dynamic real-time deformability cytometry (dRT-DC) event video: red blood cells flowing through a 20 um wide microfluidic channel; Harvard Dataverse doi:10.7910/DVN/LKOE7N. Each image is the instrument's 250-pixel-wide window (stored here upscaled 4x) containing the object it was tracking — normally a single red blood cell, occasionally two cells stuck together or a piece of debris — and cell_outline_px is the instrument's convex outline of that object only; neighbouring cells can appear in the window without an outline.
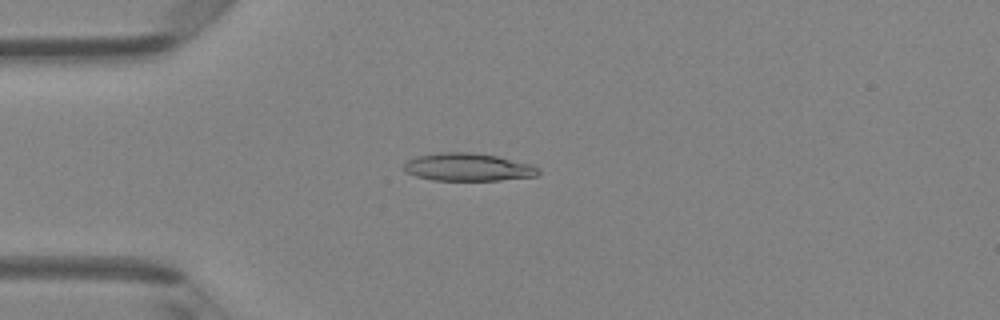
{"species": "Egyptian fruit bat (a non-hibernating species)", "species_latin": "Rousettus aegyptiacus", "temperature_condition": "room temperature", "stored_images_in_passage": 49, "camera_frame_rate_fps": 3000, "um_per_image_px": 0.085, "animal": {"sex": "female"}, "frame": {"image": 1, "passage_image": 13, "time_ms": 4.0, "image_size_px": [1000, 320], "cell_outline_px": [[540, 172], [536, 176], [500, 180], [432, 180], [416, 176], [404, 172], [404, 164], [408, 160], [416, 156], [440, 152], [472, 152], [496, 156], [532, 164], [540, 168]], "centroid_in_image_um": [39.78, 14.2], "position_along_channel_um": 45.2, "area_um2": 21.85}}
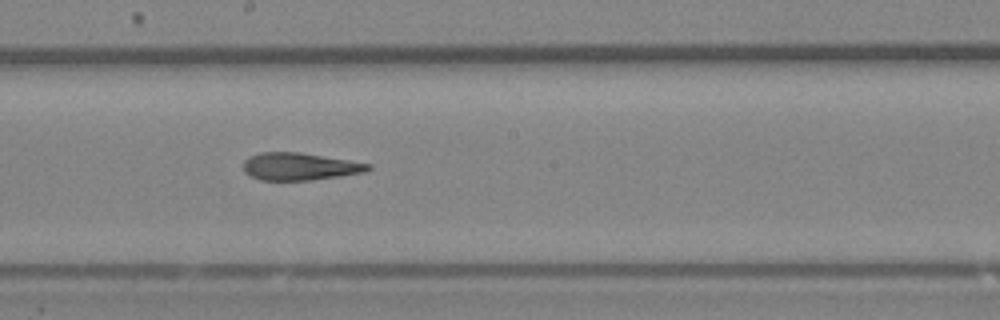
{"frame": {"image": 2, "passage_image": 27, "time_ms": 8.667, "image_size_px": [1000, 320], "cell_outline_px": [[372, 168], [368, 172], [312, 180], [260, 180], [244, 172], [244, 160], [248, 156], [260, 152], [300, 152], [372, 164]], "centroid_in_image_um": [25.49, 14.15], "position_along_channel_um": 222.7, "area_um2": 20.06}}
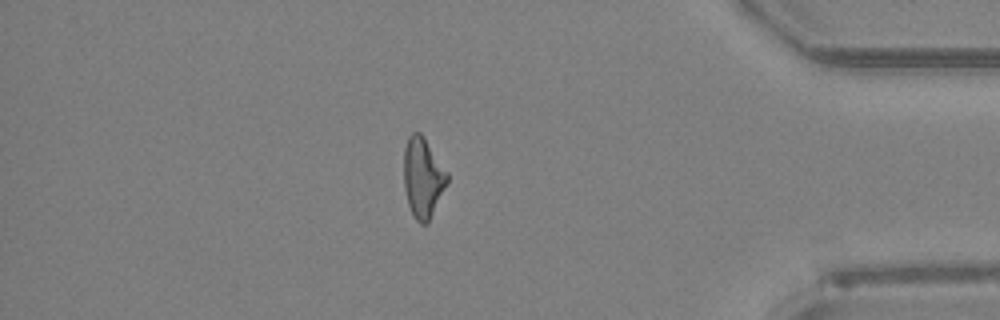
{"frame": {"image": 3, "passage_image": 42, "time_ms": 13.667, "image_size_px": [1000, 320], "cell_outline_px": [[448, 184], [428, 224], [420, 224], [416, 220], [408, 204], [404, 188], [404, 148], [408, 136], [412, 132], [420, 132], [424, 136], [448, 172]], "centroid_in_image_um": [35.96, 15.09], "position_along_channel_um": 399.2, "area_um2": 20.58}, "authors_computed_cell_mechanics": {"area_um2": 20.808, "velocity_mm_per_s": 4.2147, "shape_relaxation_time_tau1_ms": null, "shape_relaxation_time_tau2_ms": 1.6562, "deformation_change_tau1": null, "deformation_change_tau2": 0.1031}}